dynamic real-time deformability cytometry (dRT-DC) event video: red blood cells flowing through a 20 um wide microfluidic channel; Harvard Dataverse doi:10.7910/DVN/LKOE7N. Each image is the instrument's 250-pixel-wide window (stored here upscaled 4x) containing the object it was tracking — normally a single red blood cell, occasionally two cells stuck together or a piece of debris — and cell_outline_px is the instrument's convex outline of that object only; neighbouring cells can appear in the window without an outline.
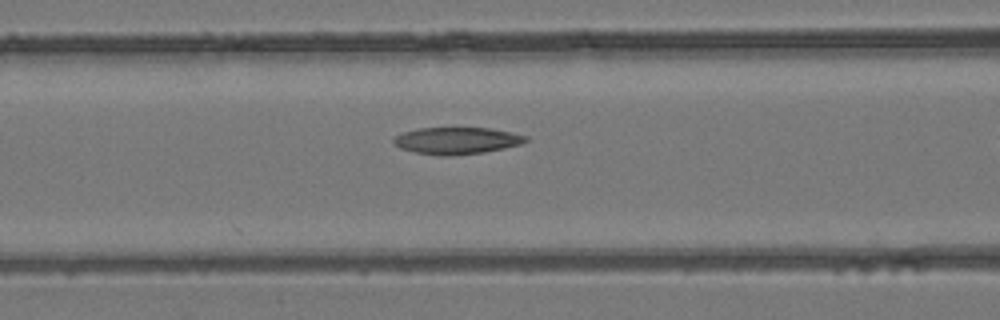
{"species": "common noctule bat (a hibernating species)", "species_latin": "Nyctalus noctula", "temperature_condition": "room temperature", "stored_images_in_passage": 28, "camera_frame_rate_fps": 3000, "um_per_image_px": 0.085, "animal": {"sex": "female", "body_mass_g": 24.6, "forearm_length_mm": 56.2}, "frame": {"image": 1, "passage_image": 12, "time_ms": 3.667, "image_size_px": [1000, 320], "cell_outline_px": [[528, 140], [520, 144], [504, 148], [484, 152], [452, 156], [440, 156], [416, 152], [400, 148], [392, 140], [396, 136], [404, 132], [416, 128], [492, 128], [512, 132], [528, 136]], "centroid_in_image_um": [38.85, 11.95], "position_along_channel_um": 127.8, "area_um2": 20.69}}
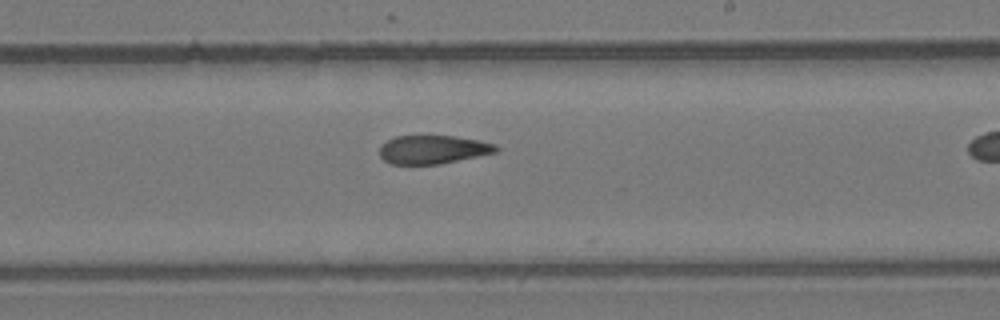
{"frame": {"image": 2, "passage_image": 21, "time_ms": 6.667, "image_size_px": [1000, 320], "cell_outline_px": [[500, 148], [496, 152], [440, 164], [392, 164], [384, 160], [380, 156], [380, 144], [396, 136], [456, 136], [480, 140], [496, 144]], "centroid_in_image_um": [36.81, 12.7], "position_along_channel_um": 252.2, "area_um2": 19.36}}
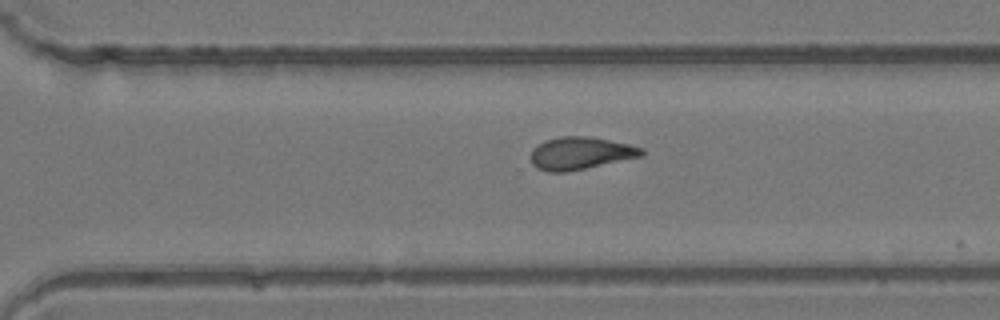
{"frame": {"image": 3, "passage_image": 26, "time_ms": 8.333, "image_size_px": [1000, 320], "cell_outline_px": [[644, 156], [564, 172], [548, 172], [536, 168], [532, 164], [528, 156], [532, 148], [536, 144], [544, 140], [560, 136], [588, 136], [628, 144], [644, 148]], "centroid_in_image_um": [49.27, 13.02], "position_along_channel_um": 321.3, "area_um2": 21.21}}